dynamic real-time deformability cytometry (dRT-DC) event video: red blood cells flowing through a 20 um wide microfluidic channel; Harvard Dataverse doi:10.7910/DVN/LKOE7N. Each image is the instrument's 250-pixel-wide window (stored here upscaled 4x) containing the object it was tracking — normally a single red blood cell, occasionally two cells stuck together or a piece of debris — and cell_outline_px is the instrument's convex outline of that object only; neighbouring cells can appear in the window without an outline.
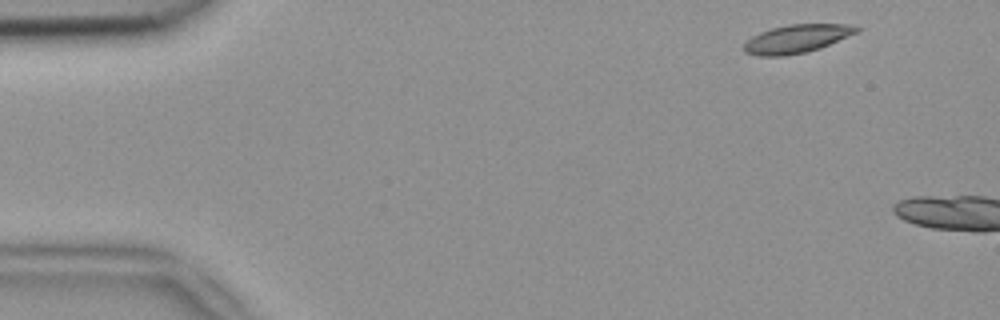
{"species": "common noctule bat (a hibernating species)", "species_latin": "Nyctalus noctula", "temperature_condition": "room temperature", "stored_images_in_passage": 2, "camera_frame_rate_fps": 3000, "um_per_image_px": 0.085, "animal": {"sex": "female", "body_mass_g": 18.4}, "frame": {"image": 1, "passage_image": 1, "time_ms": 0.0, "image_size_px": [1000, 320], "cell_outline_px": [[860, 32], [820, 48], [804, 52], [784, 56], [756, 56], [744, 52], [744, 44], [752, 36], [760, 32], [772, 28], [788, 24], [852, 24], [860, 28]], "centroid_in_image_um": [67.75, 3.29], "position_along_channel_um": 17.3, "area_um2": 18.67}}